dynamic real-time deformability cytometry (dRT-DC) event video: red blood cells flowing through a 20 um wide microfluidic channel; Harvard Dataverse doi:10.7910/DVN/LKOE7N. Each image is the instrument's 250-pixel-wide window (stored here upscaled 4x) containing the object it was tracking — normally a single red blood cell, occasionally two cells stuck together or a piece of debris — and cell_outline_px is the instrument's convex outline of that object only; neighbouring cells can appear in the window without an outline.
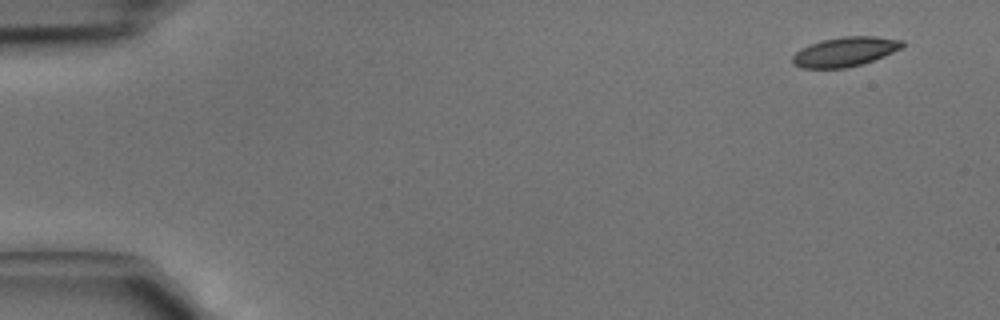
{"species": "common noctule bat (a hibernating species)", "species_latin": "Nyctalus noctula", "temperature_condition": "cold", "stored_images_in_passage": 4, "camera_frame_rate_fps": 3000, "um_per_image_px": 0.085, "animal": {"sex": "male", "body_mass_g": 15.6}, "frame": {"image": 1, "passage_image": 1, "time_ms": 0.0, "image_size_px": [1000, 320], "cell_outline_px": [[904, 48], [884, 56], [860, 64], [844, 68], [800, 68], [792, 64], [792, 56], [800, 48], [824, 40], [840, 36], [876, 36], [904, 40]], "centroid_in_image_um": [71.84, 4.39], "position_along_channel_um": 13.2, "area_um2": 18.9}}
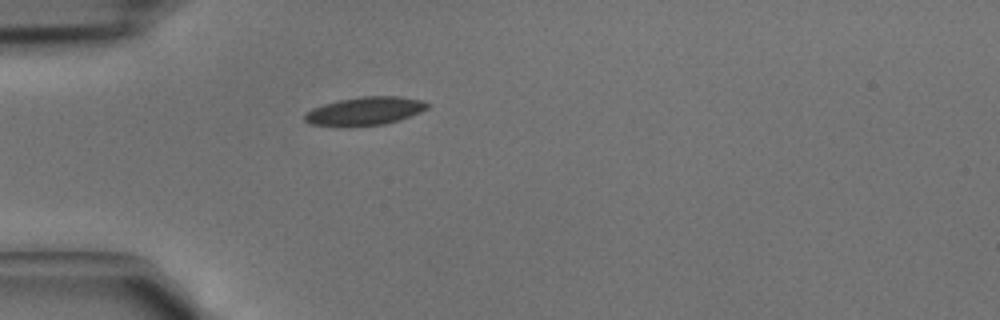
{"frame": {"image": 2, "passage_image": 4, "time_ms": 1.0, "image_size_px": [1000, 320], "cell_outline_px": [[432, 104], [428, 108], [420, 112], [384, 124], [344, 128], [308, 124], [304, 120], [304, 112], [312, 108], [336, 100], [360, 96], [400, 96], [420, 100]], "centroid_in_image_um": [30.93, 9.45], "position_along_channel_um": 54.1, "area_um2": 20.69}}